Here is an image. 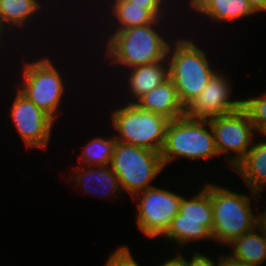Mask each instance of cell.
Listing matches in <instances>:
<instances>
[{"label": "cell", "instance_id": "cell-15", "mask_svg": "<svg viewBox=\"0 0 266 266\" xmlns=\"http://www.w3.org/2000/svg\"><path fill=\"white\" fill-rule=\"evenodd\" d=\"M182 6L183 14L185 16L184 23L187 22L186 24H184V29L191 31L192 27L196 25L195 23H197L199 27H201V24H204L202 25L204 28L202 29L201 27L200 33L205 28L208 29V26L206 27L205 23H208L207 25L209 26L210 23H212L211 27L217 26L214 25L217 23L221 27H226L228 23H233L235 25L236 21L238 22L241 19L249 17L251 18V16L253 15L257 16L253 9L250 7L247 0H184L182 1ZM192 16L194 19H192ZM199 17L201 18V20L198 19ZM202 20H204V22ZM197 21L200 22L198 23Z\"/></svg>", "mask_w": 266, "mask_h": 266}, {"label": "cell", "instance_id": "cell-10", "mask_svg": "<svg viewBox=\"0 0 266 266\" xmlns=\"http://www.w3.org/2000/svg\"><path fill=\"white\" fill-rule=\"evenodd\" d=\"M84 1L85 0H83L81 2V4L80 5L78 4L77 8H75V10H77V12H75V13H77V14H75V16L78 18L79 14H81L83 11H88L87 14H88V16L91 17L90 19L88 18V16L84 15L83 13H82V15H80V16H83V18H81L83 22H84L83 19H85L84 23H86L87 25L88 24L92 25L89 22L92 21L91 23H93L94 20H95V22L99 21V22H97V24H95L98 26L97 29H96V26L93 25L94 31L99 30V32L97 31V33H96L97 36L95 38H93L94 36L89 35L90 40L93 39L95 42L93 45L94 47L90 45V47H92V48H96L95 46L98 47V44H101L113 32L123 30L126 28H130V27H134V26H143V25L151 24L157 20V18L149 10L143 8V6L134 5V3H131V2L126 1V0H89V1L86 0L85 2ZM83 3H87L89 5L93 4V5L89 6V5H86ZM82 4L85 6L84 10L82 9L83 8ZM78 6L79 7L82 6L81 9ZM86 6H88V7L86 8ZM95 9H96V11H95ZM80 10H81V12L79 13L78 11H80ZM90 10L92 11V14L89 15ZM93 11L95 12L94 16H93ZM99 12H101V13H99ZM84 16L87 17L89 21L86 20L87 18H85ZM92 18L93 19L95 18V19L93 20ZM99 18H101V19H99ZM87 21H88V23H87ZM99 23H101V24H99ZM99 26H100V28H99ZM99 36H101V37H99ZM96 38L98 40H96Z\"/></svg>", "mask_w": 266, "mask_h": 266}, {"label": "cell", "instance_id": "cell-9", "mask_svg": "<svg viewBox=\"0 0 266 266\" xmlns=\"http://www.w3.org/2000/svg\"><path fill=\"white\" fill-rule=\"evenodd\" d=\"M110 166L116 173L124 194L130 198L156 186L155 182L153 185V180L160 177L165 169L160 152L118 141Z\"/></svg>", "mask_w": 266, "mask_h": 266}, {"label": "cell", "instance_id": "cell-4", "mask_svg": "<svg viewBox=\"0 0 266 266\" xmlns=\"http://www.w3.org/2000/svg\"><path fill=\"white\" fill-rule=\"evenodd\" d=\"M181 33L171 42L167 60L169 78L186 108L204 90L219 68L216 67L214 58H209L211 56L206 51L207 48L204 49L206 45L204 46L201 38L198 39L197 34L194 35L192 30L189 32L186 29H182Z\"/></svg>", "mask_w": 266, "mask_h": 266}, {"label": "cell", "instance_id": "cell-21", "mask_svg": "<svg viewBox=\"0 0 266 266\" xmlns=\"http://www.w3.org/2000/svg\"><path fill=\"white\" fill-rule=\"evenodd\" d=\"M114 134L101 135L90 138L87 144L82 145L80 155L78 153V165L81 166H105L110 165L116 145Z\"/></svg>", "mask_w": 266, "mask_h": 266}, {"label": "cell", "instance_id": "cell-31", "mask_svg": "<svg viewBox=\"0 0 266 266\" xmlns=\"http://www.w3.org/2000/svg\"><path fill=\"white\" fill-rule=\"evenodd\" d=\"M82 0H78V2L76 1V0H73V2H74V4L73 5H77V4H80V2H81ZM71 2H72V0H71Z\"/></svg>", "mask_w": 266, "mask_h": 266}, {"label": "cell", "instance_id": "cell-23", "mask_svg": "<svg viewBox=\"0 0 266 266\" xmlns=\"http://www.w3.org/2000/svg\"><path fill=\"white\" fill-rule=\"evenodd\" d=\"M245 95L242 108L247 112L250 121L259 132L266 125V90L253 96Z\"/></svg>", "mask_w": 266, "mask_h": 266}, {"label": "cell", "instance_id": "cell-30", "mask_svg": "<svg viewBox=\"0 0 266 266\" xmlns=\"http://www.w3.org/2000/svg\"><path fill=\"white\" fill-rule=\"evenodd\" d=\"M258 134H260L259 136L266 140V125L258 132Z\"/></svg>", "mask_w": 266, "mask_h": 266}, {"label": "cell", "instance_id": "cell-14", "mask_svg": "<svg viewBox=\"0 0 266 266\" xmlns=\"http://www.w3.org/2000/svg\"><path fill=\"white\" fill-rule=\"evenodd\" d=\"M227 73L229 72L219 69L213 75L204 90L185 108L188 118L209 120L242 107L241 97L233 99L234 83Z\"/></svg>", "mask_w": 266, "mask_h": 266}, {"label": "cell", "instance_id": "cell-24", "mask_svg": "<svg viewBox=\"0 0 266 266\" xmlns=\"http://www.w3.org/2000/svg\"><path fill=\"white\" fill-rule=\"evenodd\" d=\"M132 249L127 245H118L104 262V266H142L138 260L133 257ZM137 260V261H136Z\"/></svg>", "mask_w": 266, "mask_h": 266}, {"label": "cell", "instance_id": "cell-6", "mask_svg": "<svg viewBox=\"0 0 266 266\" xmlns=\"http://www.w3.org/2000/svg\"><path fill=\"white\" fill-rule=\"evenodd\" d=\"M115 101H112L114 109L106 107L107 104L104 105L105 109L110 111L107 117L111 123L108 125L109 134L113 133L118 142L161 153L170 120L160 114L145 111L136 103ZM111 129L114 130L112 133Z\"/></svg>", "mask_w": 266, "mask_h": 266}, {"label": "cell", "instance_id": "cell-17", "mask_svg": "<svg viewBox=\"0 0 266 266\" xmlns=\"http://www.w3.org/2000/svg\"><path fill=\"white\" fill-rule=\"evenodd\" d=\"M118 76L115 78L121 80L117 81L116 90L119 92L114 90V93L121 94L116 95V97L119 95L117 99L121 97L122 99L118 100H122V102L136 103L147 92H150L156 86L169 79V63L167 59H164L163 61L126 69L118 74ZM119 82L121 85H119Z\"/></svg>", "mask_w": 266, "mask_h": 266}, {"label": "cell", "instance_id": "cell-2", "mask_svg": "<svg viewBox=\"0 0 266 266\" xmlns=\"http://www.w3.org/2000/svg\"><path fill=\"white\" fill-rule=\"evenodd\" d=\"M184 24V18L157 19L151 24L113 32L100 44L101 46L98 45L96 50H92L96 51L97 56H100L97 59L98 63H100L99 60H104L101 62L104 64L105 70L112 69L110 71L112 75L109 76H113L112 82L117 84L114 81L115 75L117 76L122 71L167 59L169 46L182 32ZM99 53L102 54V57ZM113 73L115 74L113 75Z\"/></svg>", "mask_w": 266, "mask_h": 266}, {"label": "cell", "instance_id": "cell-5", "mask_svg": "<svg viewBox=\"0 0 266 266\" xmlns=\"http://www.w3.org/2000/svg\"><path fill=\"white\" fill-rule=\"evenodd\" d=\"M218 183H211L208 180L204 181L202 186L209 192L212 202L213 246L220 244V248L224 246L226 249L225 247L235 238H239L259 225V206L257 205L256 208L254 205L260 204L262 195L251 190L248 191L249 194L241 193L240 190L238 192L230 186L224 185V187Z\"/></svg>", "mask_w": 266, "mask_h": 266}, {"label": "cell", "instance_id": "cell-28", "mask_svg": "<svg viewBox=\"0 0 266 266\" xmlns=\"http://www.w3.org/2000/svg\"><path fill=\"white\" fill-rule=\"evenodd\" d=\"M256 14L266 12V0H247Z\"/></svg>", "mask_w": 266, "mask_h": 266}, {"label": "cell", "instance_id": "cell-19", "mask_svg": "<svg viewBox=\"0 0 266 266\" xmlns=\"http://www.w3.org/2000/svg\"><path fill=\"white\" fill-rule=\"evenodd\" d=\"M136 104L141 109L160 114L170 121L185 115V107L170 78L143 95Z\"/></svg>", "mask_w": 266, "mask_h": 266}, {"label": "cell", "instance_id": "cell-29", "mask_svg": "<svg viewBox=\"0 0 266 266\" xmlns=\"http://www.w3.org/2000/svg\"><path fill=\"white\" fill-rule=\"evenodd\" d=\"M266 232V208L260 211V223H259Z\"/></svg>", "mask_w": 266, "mask_h": 266}, {"label": "cell", "instance_id": "cell-11", "mask_svg": "<svg viewBox=\"0 0 266 266\" xmlns=\"http://www.w3.org/2000/svg\"><path fill=\"white\" fill-rule=\"evenodd\" d=\"M162 186H154L131 198L136 203L135 222L138 231L147 239L161 238L172 219L179 213L184 193ZM168 188V189H166ZM180 193V194H179Z\"/></svg>", "mask_w": 266, "mask_h": 266}, {"label": "cell", "instance_id": "cell-26", "mask_svg": "<svg viewBox=\"0 0 266 266\" xmlns=\"http://www.w3.org/2000/svg\"><path fill=\"white\" fill-rule=\"evenodd\" d=\"M221 254V255H220ZM215 257V266H247L240 260H237L229 252L226 254L219 253Z\"/></svg>", "mask_w": 266, "mask_h": 266}, {"label": "cell", "instance_id": "cell-18", "mask_svg": "<svg viewBox=\"0 0 266 266\" xmlns=\"http://www.w3.org/2000/svg\"><path fill=\"white\" fill-rule=\"evenodd\" d=\"M233 171L249 190L262 195L266 191V140L258 134L252 147Z\"/></svg>", "mask_w": 266, "mask_h": 266}, {"label": "cell", "instance_id": "cell-27", "mask_svg": "<svg viewBox=\"0 0 266 266\" xmlns=\"http://www.w3.org/2000/svg\"><path fill=\"white\" fill-rule=\"evenodd\" d=\"M173 254L165 259H161V261L156 266H184L183 265V258H182V251H172ZM155 266V265H154Z\"/></svg>", "mask_w": 266, "mask_h": 266}, {"label": "cell", "instance_id": "cell-12", "mask_svg": "<svg viewBox=\"0 0 266 266\" xmlns=\"http://www.w3.org/2000/svg\"><path fill=\"white\" fill-rule=\"evenodd\" d=\"M209 122L217 153L233 170L252 147L258 132L242 107L235 112L210 118Z\"/></svg>", "mask_w": 266, "mask_h": 266}, {"label": "cell", "instance_id": "cell-16", "mask_svg": "<svg viewBox=\"0 0 266 266\" xmlns=\"http://www.w3.org/2000/svg\"><path fill=\"white\" fill-rule=\"evenodd\" d=\"M74 167H72V171L70 170L68 172V178H65L67 179L66 183L68 182L73 185L71 187H75L73 191L77 193L82 191V195L93 194L94 197L95 195H101L100 197H102L103 200L107 198V200L110 201V199L113 198L114 202L118 200L117 198H119V196L125 199V197H123L125 194L121 188L120 181L110 165H76ZM79 189L80 191H78Z\"/></svg>", "mask_w": 266, "mask_h": 266}, {"label": "cell", "instance_id": "cell-1", "mask_svg": "<svg viewBox=\"0 0 266 266\" xmlns=\"http://www.w3.org/2000/svg\"><path fill=\"white\" fill-rule=\"evenodd\" d=\"M52 38L54 40H51ZM52 38H50L49 41L46 40V43L44 44V46L40 47L41 49L39 47L36 48V46H33V47L28 46L26 48L28 50L25 51V50H23L17 46L18 49L12 47V50H11V48H7V49H5L7 51H5V50H2L3 52L0 51V57H3V58H0V67L3 70V71H1V69H0V72L1 73L4 72L6 74V71H4L3 67L4 68L6 67V69L9 70L10 72L16 71V73L11 72V74H9L10 76L15 74V75H13V76H15V79H14V77H12V79L16 83H14L12 85L14 86L16 84L14 87H16L23 95H25L31 102H33L40 110H42L44 113H46L48 116H50L57 123V122H59L57 120L62 119L59 117L64 115V113H65L63 111L65 108L61 107L63 105L66 107L65 103H66V99H67L66 97L67 96L65 94H68L69 91H70V93L72 92V88H71L72 82H70V84H68V82L72 81V80L69 79L68 75H70V74L65 72V70L67 71V69H68V71H70L69 73L72 74L73 69H72V71L69 69L72 68L71 65L73 63L70 64V67L67 65V63H63L64 65L61 66V63L65 62L64 60L54 62V57L52 56V58H51V55L49 56L48 53H46V51L48 52V50H49L48 49L49 44L47 42H49L50 44H56L57 45L56 42L53 43L56 38H54V37H52ZM31 48L33 49V51ZM35 48H36V51L34 52ZM13 49L16 52H18L20 49V51L18 53H19V55L22 54L23 56L20 55L18 57V55H17V57H15L14 56L15 53L12 52ZM41 50L43 52H40ZM23 51H25V52L23 53ZM27 51L29 54L27 53ZM30 51H32V52H30ZM37 51H38V54H35V53H37ZM9 52H10V54H9ZM39 52H40V54H39ZM11 54L13 55L11 58L14 59V57H15V60L17 62L20 60L16 64L17 67L15 64H11L12 61H10V59H8L11 56ZM8 55H9V57H7ZM30 55H33V56H30ZM2 59H4L3 60L4 63H1V62H3ZM6 59H7V61H9L7 63V66L5 65L7 62ZM58 62H61V63H58ZM9 63L11 66L9 65ZM2 64L5 66H3ZM14 65H15L16 70L11 68ZM7 67H9L12 70L8 69ZM63 69H65V70H63ZM17 70H18V72H17ZM65 77H66V79H65ZM67 78H68V80H67ZM66 90H68V91H66ZM61 108H63V109L60 110Z\"/></svg>", "mask_w": 266, "mask_h": 266}, {"label": "cell", "instance_id": "cell-8", "mask_svg": "<svg viewBox=\"0 0 266 266\" xmlns=\"http://www.w3.org/2000/svg\"><path fill=\"white\" fill-rule=\"evenodd\" d=\"M160 154L165 169L178 159H187L190 162L198 159L209 161L219 157L209 120L188 118L184 115L169 121Z\"/></svg>", "mask_w": 266, "mask_h": 266}, {"label": "cell", "instance_id": "cell-7", "mask_svg": "<svg viewBox=\"0 0 266 266\" xmlns=\"http://www.w3.org/2000/svg\"><path fill=\"white\" fill-rule=\"evenodd\" d=\"M200 189L194 193L191 191V195L186 194L182 197L180 203L179 213L172 219L169 228L166 230L161 238L167 244H172L173 248H170L168 252L172 253L177 248V251L185 249L194 250L191 248L193 244L197 248L198 245L209 241L214 243L212 228H213V209L209 192L201 186ZM188 196V197H187ZM165 240V241H164ZM174 244V245H173ZM176 245V246H175ZM176 249H175V247ZM187 246V247H186ZM185 247V248H184Z\"/></svg>", "mask_w": 266, "mask_h": 266}, {"label": "cell", "instance_id": "cell-3", "mask_svg": "<svg viewBox=\"0 0 266 266\" xmlns=\"http://www.w3.org/2000/svg\"><path fill=\"white\" fill-rule=\"evenodd\" d=\"M70 1L71 0H67V3L69 2L70 4H65L66 3L65 0H0V51L7 49V46H8V48L9 47L12 48L13 45H14V47H16L17 45L19 47L23 46L21 48L25 49L27 46L33 47V45L37 42L39 43V45L37 43V45L35 44L34 46L41 47L45 43V39L43 38V36H45V37L48 36L49 30H50L49 27L51 25H54L53 27H50L51 30L53 28L54 31L57 32L56 29L58 27H57V24L55 26L54 22L58 21L57 23H59L58 26L60 25V27H59L60 29L61 28L63 29V27H61V24L63 25L64 23H67V22L69 23L71 21L69 19H71V18H73L75 22L76 21L80 22L79 20H76L77 18L74 16L76 14V13H74V11H75L74 7H76V6L75 5L71 6V8L68 7L69 5H72V3ZM63 3L67 7H64V8L59 7V6H63ZM56 5H57V7H56ZM72 7H73V9H72ZM66 8H68V9L65 10ZM59 9H61V13H60ZM64 10H65V12H63V13L65 16H62L63 15L62 11H64ZM68 11H70V12H68ZM71 13H72L73 17H71ZM52 14L53 15L55 14L56 16H57V14H60V16H59L60 19L58 20V17H56L55 15L53 16ZM67 14H70V16H68ZM49 17L51 19V22L50 21L47 22ZM54 17H56L55 18L56 21L54 20ZM61 17H66V18H68L67 20H69V21H67V20L63 21L64 18H61ZM69 17H71V18H69ZM60 21H62V23H60ZM52 22H53V24H51ZM48 23L50 24V26L47 25ZM44 24H46V25H44ZM46 26H47V29L45 30L44 28H46ZM43 31L47 32V33H45V34H47V36L44 35ZM41 32H42V35H41ZM26 34H28V35H26ZM40 35H41V37H40ZM41 38H43V40ZM20 39H22V40H20ZM35 40H36V42L34 43ZM43 41H44V43H43ZM31 43H33V44H31ZM41 43H42V45H40Z\"/></svg>", "mask_w": 266, "mask_h": 266}, {"label": "cell", "instance_id": "cell-13", "mask_svg": "<svg viewBox=\"0 0 266 266\" xmlns=\"http://www.w3.org/2000/svg\"><path fill=\"white\" fill-rule=\"evenodd\" d=\"M11 103L8 106V117L13 128L22 139L27 150H47L52 140V132L56 122L40 110L33 102L23 95L16 87L11 88ZM14 94V95H13ZM14 96V97H13ZM55 124V125H54Z\"/></svg>", "mask_w": 266, "mask_h": 266}, {"label": "cell", "instance_id": "cell-22", "mask_svg": "<svg viewBox=\"0 0 266 266\" xmlns=\"http://www.w3.org/2000/svg\"><path fill=\"white\" fill-rule=\"evenodd\" d=\"M126 1L134 3V5L143 6V8L149 10L157 19H176L184 17L183 6H182L183 0H126Z\"/></svg>", "mask_w": 266, "mask_h": 266}, {"label": "cell", "instance_id": "cell-25", "mask_svg": "<svg viewBox=\"0 0 266 266\" xmlns=\"http://www.w3.org/2000/svg\"><path fill=\"white\" fill-rule=\"evenodd\" d=\"M199 251H191L189 250V253H187V251H182V258H183V265L184 266H215V258L214 256H209L208 253L207 254H203L201 253L200 249H198ZM191 251V253H190ZM188 254V256H187ZM189 257V258H188ZM211 257V258H210Z\"/></svg>", "mask_w": 266, "mask_h": 266}, {"label": "cell", "instance_id": "cell-20", "mask_svg": "<svg viewBox=\"0 0 266 266\" xmlns=\"http://www.w3.org/2000/svg\"><path fill=\"white\" fill-rule=\"evenodd\" d=\"M226 248L233 257L247 266L266 264V232L260 224L235 238Z\"/></svg>", "mask_w": 266, "mask_h": 266}]
</instances>
